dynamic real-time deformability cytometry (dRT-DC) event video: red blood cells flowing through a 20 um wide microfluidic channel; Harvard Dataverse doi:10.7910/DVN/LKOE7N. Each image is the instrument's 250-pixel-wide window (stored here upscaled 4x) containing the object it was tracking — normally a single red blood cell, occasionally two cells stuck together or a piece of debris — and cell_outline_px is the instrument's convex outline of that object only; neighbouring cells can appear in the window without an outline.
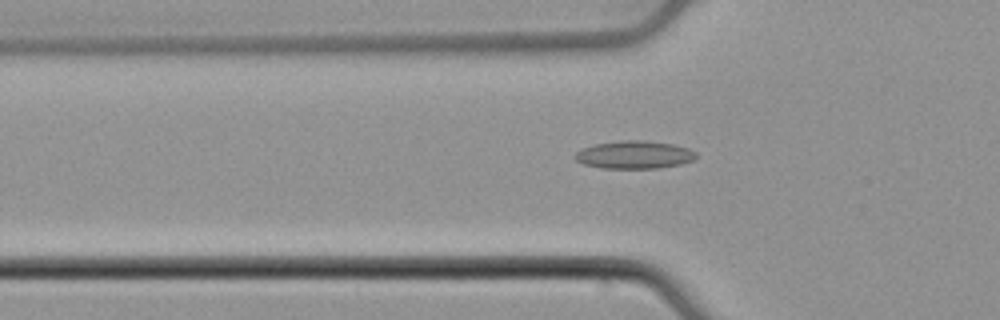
{"species": "common noctule bat (a hibernating species)", "species_latin": "Nyctalus noctula", "temperature_condition": "cold", "stored_images_in_passage": 41, "camera_frame_rate_fps": 3000, "um_per_image_px": 0.085, "animal": {"sex": "male", "body_mass_g": 21.5, "forearm_length_mm": 52.0}, "frame": {"image": 1, "passage_image": 4, "time_ms": 1.0, "image_size_px": [1000, 320], "cell_outline_px": [[696, 160], [680, 164], [656, 168], [600, 168], [584, 164], [576, 160], [572, 156], [580, 148], [596, 144], [620, 140], [644, 140], [672, 144], [688, 148], [696, 152]], "centroid_in_image_um": [53.89, 13.15], "position_along_channel_um": 71.9, "area_um2": 19.77}}
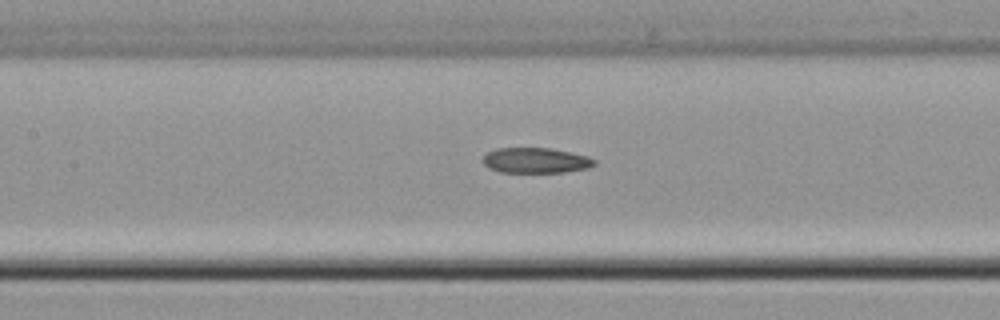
{"frame": {"image": 2, "passage_image": 11, "time_ms": 3.333, "image_size_px": [1000, 320], "cell_outline_px": [[596, 164], [588, 168], [564, 172], [500, 172], [488, 168], [480, 160], [488, 152], [496, 148], [548, 148], [588, 156], [596, 160]], "centroid_in_image_um": [45.51, 13.64], "position_along_channel_um": 161.9, "area_um2": 16.47}}
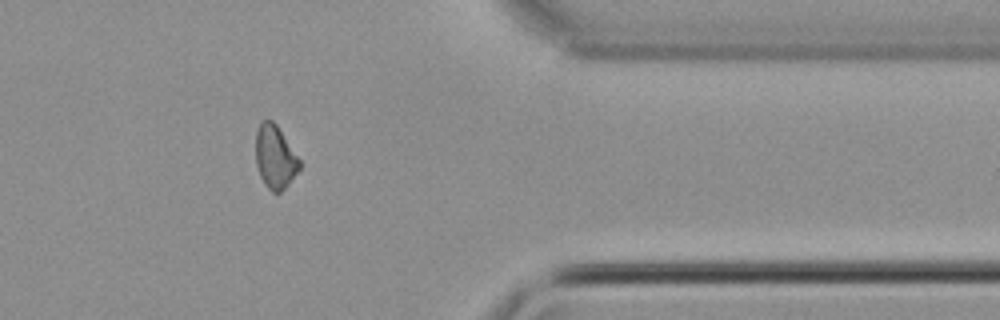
{"frame": {"image": 3, "passage_image": 30, "time_ms": 9.667, "image_size_px": [1000, 320], "cell_outline_px": [[300, 168], [288, 184], [280, 192], [272, 192], [264, 184], [260, 176], [256, 164], [256, 132], [260, 124], [264, 120], [272, 120], [276, 124], [300, 160]], "centroid_in_image_um": [23.37, 13.36], "position_along_channel_um": 388.0, "area_um2": 15.9}}